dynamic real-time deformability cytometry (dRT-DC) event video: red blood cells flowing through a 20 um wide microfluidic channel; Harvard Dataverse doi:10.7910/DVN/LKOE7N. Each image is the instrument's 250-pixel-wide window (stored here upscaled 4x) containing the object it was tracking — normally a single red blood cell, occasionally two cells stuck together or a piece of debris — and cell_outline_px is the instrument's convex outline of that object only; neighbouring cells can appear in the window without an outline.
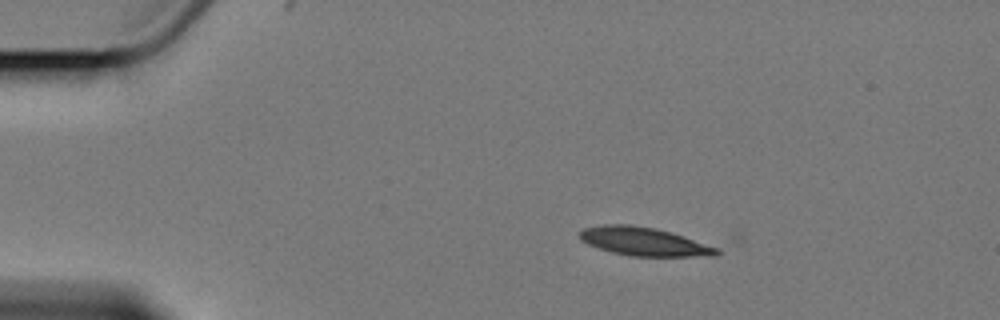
{"species": "Egyptian fruit bat (a non-hibernating species)", "species_latin": "Rousettus aegyptiacus", "temperature_condition": "cold", "stored_images_in_passage": 5, "camera_frame_rate_fps": 3000, "um_per_image_px": 0.085, "animal": {"sex": "female"}, "frame": {"image": 1, "passage_image": 2, "time_ms": 1.667, "image_size_px": [1000, 320], "cell_outline_px": [[744, 240], [716, 256], [628, 256], [612, 252], [588, 244], [580, 240], [580, 232], [584, 228], [604, 224], [632, 224], [740, 232]], "centroid_in_image_um": [56.04, 20.42], "position_along_channel_um": 29.0, "area_um2": 29.94}}
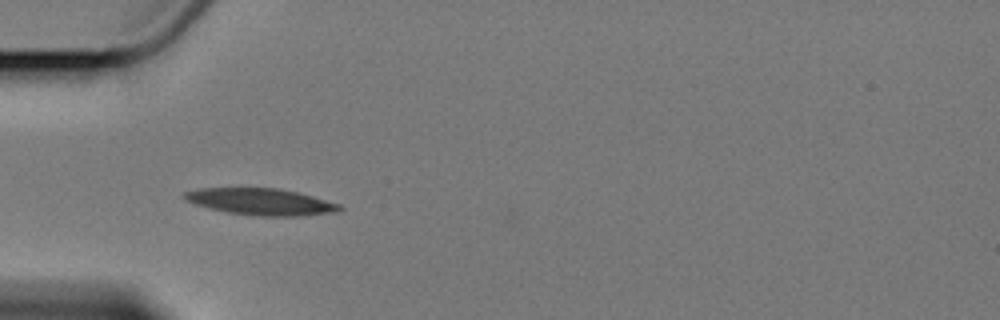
{"frame": {"image": 2, "passage_image": 4, "time_ms": 4.333, "image_size_px": [1000, 320], "cell_outline_px": [[344, 208], [340, 212], [300, 216], [256, 216], [228, 212], [196, 204], [184, 200], [180, 196], [184, 192], [200, 188], [280, 188], [312, 196], [340, 204]], "centroid_in_image_um": [22.2, 17.15], "position_along_channel_um": 62.8, "area_um2": 24.16}}
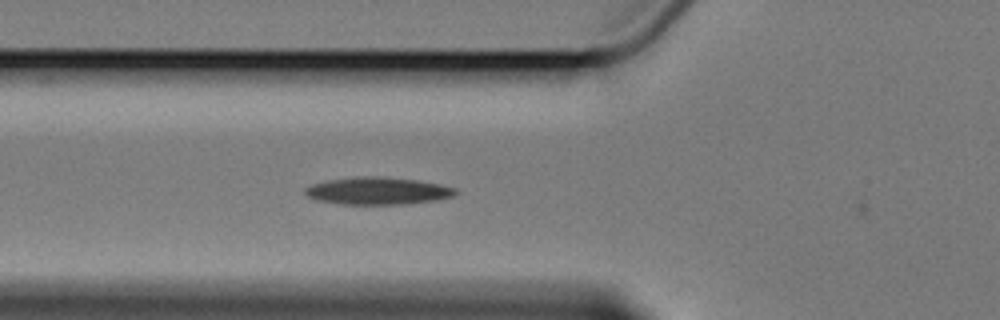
{"frame": {"image": 3, "passage_image": 5, "time_ms": 5.333, "image_size_px": [1000, 320], "cell_outline_px": [[460, 192], [452, 196], [436, 200], [404, 204], [340, 204], [316, 200], [308, 196], [304, 192], [304, 188], [312, 184], [328, 180], [356, 176], [380, 176], [416, 180], [456, 188]], "centroid_in_image_um": [32.08, 16.22], "position_along_channel_um": 93.7, "area_um2": 23.93}}